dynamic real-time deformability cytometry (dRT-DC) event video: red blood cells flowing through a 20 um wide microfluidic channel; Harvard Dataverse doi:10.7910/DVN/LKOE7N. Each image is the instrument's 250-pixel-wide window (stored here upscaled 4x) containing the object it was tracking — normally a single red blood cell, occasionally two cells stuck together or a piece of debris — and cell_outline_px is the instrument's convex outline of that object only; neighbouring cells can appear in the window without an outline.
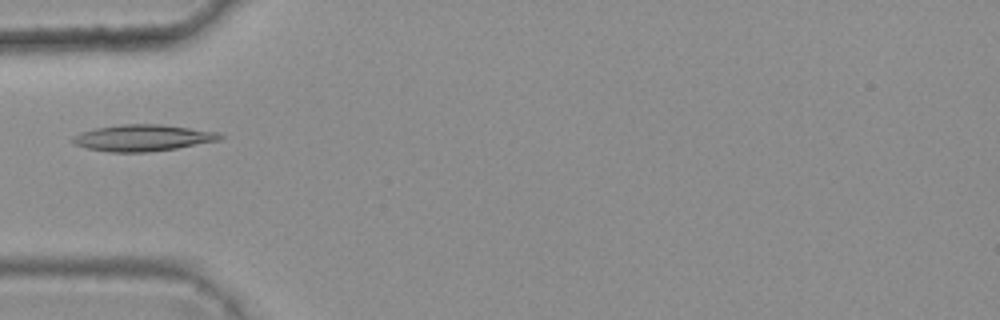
{"species": "common noctule bat (a hibernating species)", "species_latin": "Nyctalus noctula", "temperature_condition": "warm", "stored_images_in_passage": 1, "camera_frame_rate_fps": 3000, "um_per_image_px": 0.085, "animal": {"sex": "female", "body_mass_g": 25.1}, "frame": {"image": 1, "passage_image": 1, "time_ms": 0.0, "image_size_px": [1000, 320], "cell_outline_px": [[224, 136], [220, 140], [176, 148], [148, 152], [108, 152], [88, 148], [76, 144], [72, 140], [72, 136], [80, 132], [96, 128], [120, 124], [160, 124], [220, 132]], "centroid_in_image_um": [12.15, 11.71], "position_along_channel_um": 72.9, "area_um2": 22.66}}